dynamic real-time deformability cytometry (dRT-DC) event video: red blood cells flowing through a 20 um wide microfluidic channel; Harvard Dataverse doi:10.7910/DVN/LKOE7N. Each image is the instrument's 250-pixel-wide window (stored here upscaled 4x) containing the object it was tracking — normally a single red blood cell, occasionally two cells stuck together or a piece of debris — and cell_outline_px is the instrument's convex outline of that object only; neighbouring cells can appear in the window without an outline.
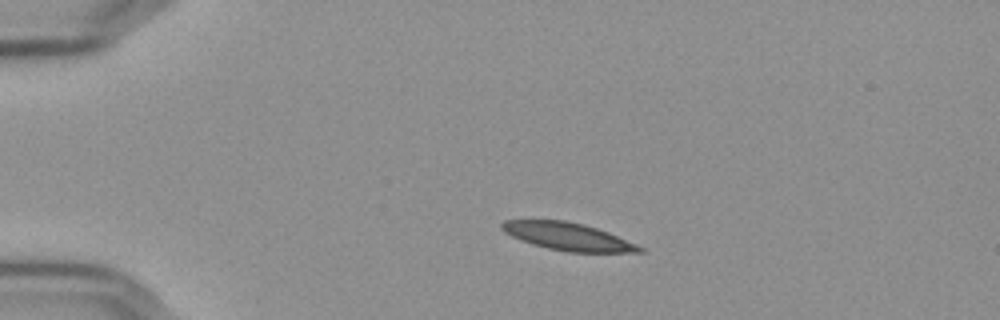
{"species": "Egyptian fruit bat (a non-hibernating species)", "species_latin": "Rousettus aegyptiacus", "temperature_condition": "cold", "stored_images_in_passage": 37, "camera_frame_rate_fps": 3000, "um_per_image_px": 0.085, "frame": {"image": 1, "passage_image": 1, "time_ms": 0.0, "image_size_px": [1000, 320], "cell_outline_px": [[644, 252], [568, 252], [548, 248], [532, 244], [520, 240], [504, 232], [500, 228], [500, 224], [504, 220], [564, 220], [596, 228], [608, 232], [636, 244], [644, 248]], "centroid_in_image_um": [48.23, 20.1], "position_along_channel_um": 36.8, "area_um2": 21.96}}
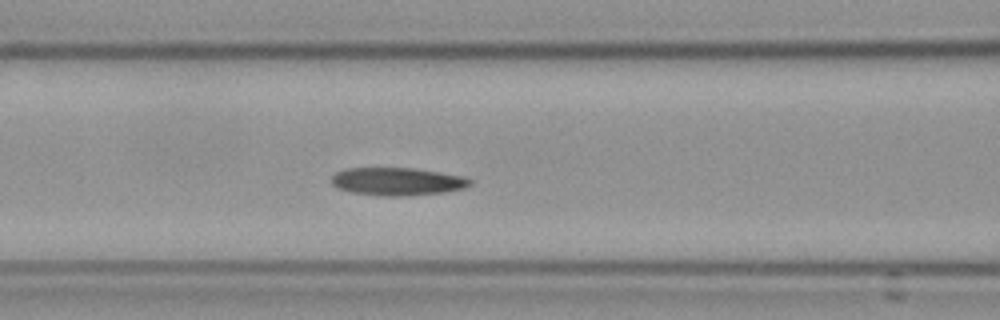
{"frame": {"image": 2, "passage_image": 13, "time_ms": 4.0, "image_size_px": [1000, 320], "cell_outline_px": [[472, 184], [464, 188], [444, 192], [408, 196], [384, 196], [352, 192], [336, 188], [332, 184], [332, 176], [336, 172], [344, 168], [412, 168], [440, 172], [464, 176], [472, 180]], "centroid_in_image_um": [33.77, 15.42], "position_along_channel_um": 132.8, "area_um2": 22.6}}
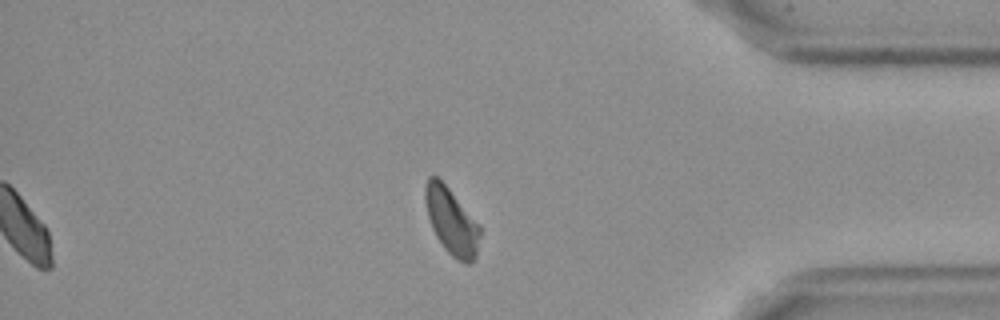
{"frame": {"image": 3, "passage_image": 37, "time_ms": 12.0, "image_size_px": [1000, 320], "cell_outline_px": [[480, 236], [476, 256], [472, 264], [468, 264], [456, 260], [444, 248], [436, 236], [432, 228], [428, 216], [424, 200], [424, 184], [428, 176], [436, 176], [448, 188], [480, 224]], "centroid_in_image_um": [38.37, 18.82], "position_along_channel_um": 396.8, "area_um2": 21.33}, "authors_computed_cell_mechanics": {"area_um2": 22.3108, "velocity_mm_per_s": 3.6063, "shape_relaxation_time_tau1_ms": 6.6423, "shape_relaxation_time_tau2_ms": null, "deformation_change_tau1": 0.1574, "deformation_change_tau2": null}}